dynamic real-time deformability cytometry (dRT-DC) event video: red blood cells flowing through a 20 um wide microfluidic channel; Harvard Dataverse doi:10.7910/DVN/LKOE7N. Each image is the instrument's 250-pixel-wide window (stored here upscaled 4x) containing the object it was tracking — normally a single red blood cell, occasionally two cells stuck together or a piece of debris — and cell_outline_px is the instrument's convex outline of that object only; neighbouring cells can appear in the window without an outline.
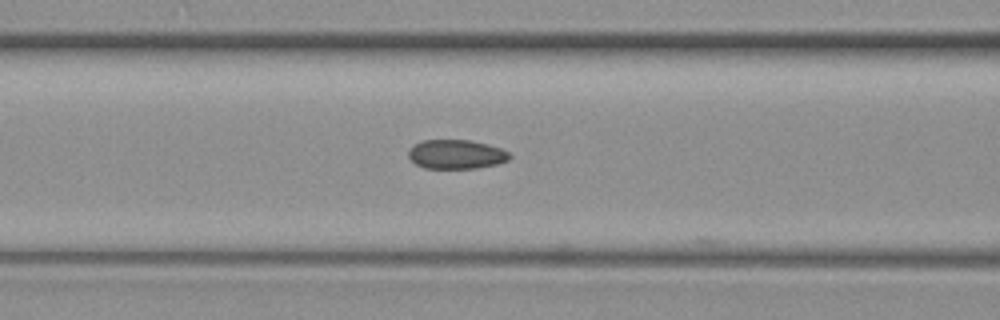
{"species": "common noctule bat (a hibernating species)", "species_latin": "Nyctalus noctula", "temperature_condition": "warm", "stored_images_in_passage": 7, "camera_frame_rate_fps": 3000, "um_per_image_px": 0.085, "animal": {"sex": "female", "body_mass_g": 19.3, "forearm_length_mm": 54.1}, "frame": {"image": 1, "passage_image": 6, "time_ms": 1.667, "image_size_px": [1000, 320], "cell_outline_px": [[512, 156], [508, 160], [500, 164], [476, 168], [424, 168], [416, 164], [408, 156], [408, 152], [416, 144], [424, 140], [468, 140], [488, 144], [500, 148], [508, 152]], "centroid_in_image_um": [38.82, 13.12], "position_along_channel_um": 127.8, "area_um2": 17.11}}